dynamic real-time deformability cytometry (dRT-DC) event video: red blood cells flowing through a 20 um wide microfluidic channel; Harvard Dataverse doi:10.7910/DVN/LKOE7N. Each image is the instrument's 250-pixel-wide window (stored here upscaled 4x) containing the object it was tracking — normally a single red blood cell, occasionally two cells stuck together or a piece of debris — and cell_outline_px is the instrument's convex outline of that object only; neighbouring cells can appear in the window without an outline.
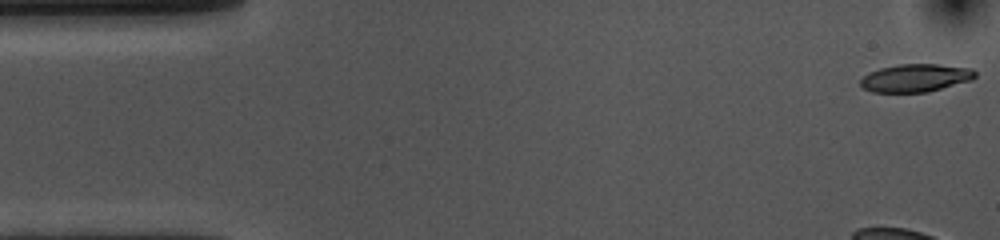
{"species": "common noctule bat (a hibernating species)", "species_latin": "Nyctalus noctula", "temperature_condition": "cold", "stored_images_in_passage": 43, "camera_frame_rate_fps": 3000, "um_per_image_px": 0.085, "animal": {"sex": "female", "body_mass_g": 10.0, "forearm_length_mm": 53.1}, "frame": {"image": 1, "passage_image": 1, "time_ms": 0.0, "image_size_px": [1000, 240], "cell_outline_px": [[976, 76], [972, 80], [928, 92], [872, 92], [864, 88], [860, 84], [860, 80], [868, 72], [880, 68], [900, 64], [936, 64], [972, 68], [976, 72]], "centroid_in_image_um": [77.83, 6.62], "position_along_channel_um": 7.2, "area_um2": 18.67}}